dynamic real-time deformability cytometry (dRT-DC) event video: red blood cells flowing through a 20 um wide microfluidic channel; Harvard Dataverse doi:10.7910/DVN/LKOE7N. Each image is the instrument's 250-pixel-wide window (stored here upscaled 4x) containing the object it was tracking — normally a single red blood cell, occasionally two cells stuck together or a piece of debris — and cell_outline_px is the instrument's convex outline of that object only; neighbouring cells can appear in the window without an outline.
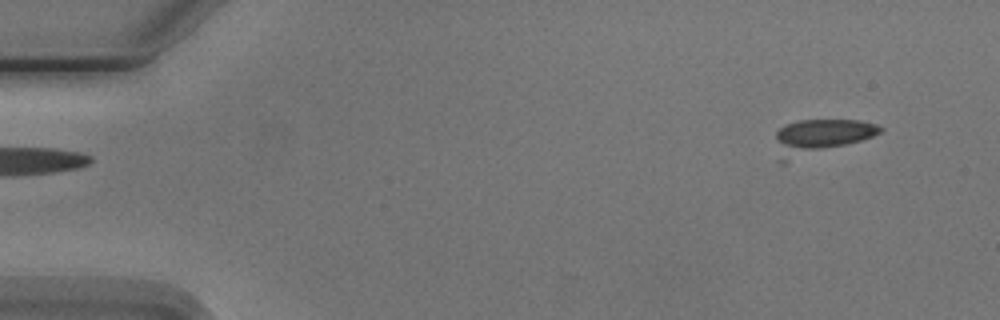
{"species": "Egyptian fruit bat (a non-hibernating species)", "species_latin": "Rousettus aegyptiacus", "temperature_condition": "cold", "stored_images_in_passage": 5, "camera_frame_rate_fps": 3000, "um_per_image_px": 0.085, "animal": {"sex": "male"}, "frame": {"image": 1, "passage_image": 1, "time_ms": 0.0, "image_size_px": [1000, 320], "cell_outline_px": [[884, 128], [880, 132], [872, 136], [860, 140], [784, 164], [780, 164], [776, 140], [776, 132], [780, 128], [788, 124], [800, 120], [860, 120], [876, 124]], "centroid_in_image_um": [69.68, 11.63], "position_along_channel_um": 15.3, "area_um2": 21.04}}
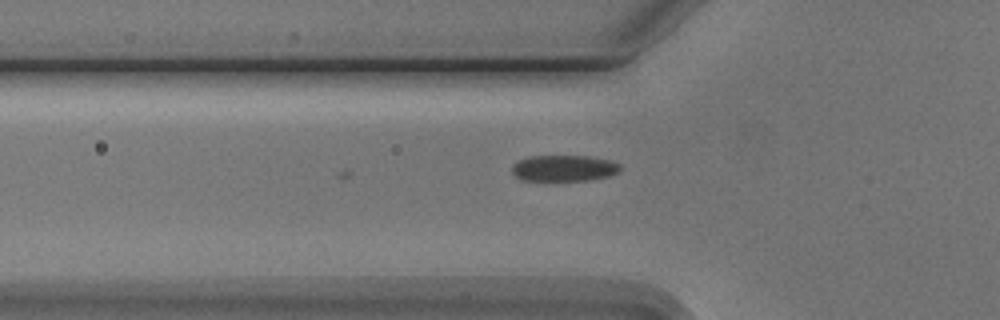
{"frame": {"image": 2, "passage_image": 5, "time_ms": 4.667, "image_size_px": [1000, 320], "cell_outline_px": [[620, 172], [608, 176], [592, 180], [520, 180], [512, 172], [512, 164], [528, 156], [592, 156], [612, 160], [620, 164]], "centroid_in_image_um": [47.97, 14.29], "position_along_channel_um": 77.8, "area_um2": 16.65}}